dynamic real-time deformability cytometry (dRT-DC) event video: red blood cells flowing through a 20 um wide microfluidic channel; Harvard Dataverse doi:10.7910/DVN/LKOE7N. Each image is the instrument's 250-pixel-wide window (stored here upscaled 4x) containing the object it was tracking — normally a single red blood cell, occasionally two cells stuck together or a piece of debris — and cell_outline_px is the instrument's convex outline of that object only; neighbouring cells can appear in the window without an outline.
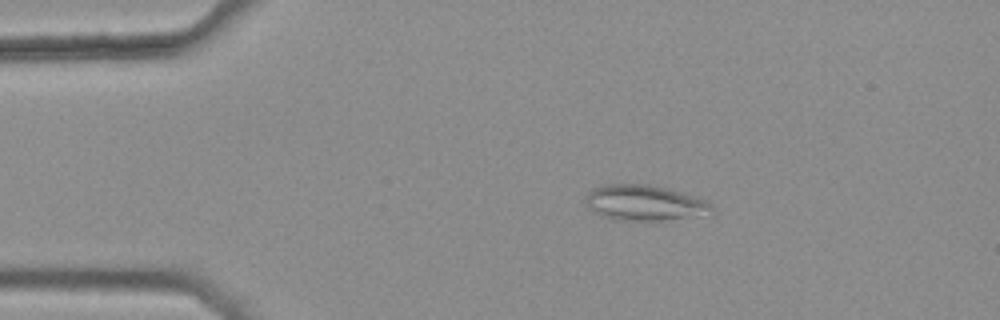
{"species": "common noctule bat (a hibernating species)", "species_latin": "Nyctalus noctula", "temperature_condition": "warm", "stored_images_in_passage": 7, "camera_frame_rate_fps": 3000, "um_per_image_px": 0.085, "animal": {"sex": "female", "body_mass_g": 25.1}, "frame": {"image": 1, "passage_image": 2, "time_ms": 0.333, "image_size_px": [1000, 320], "cell_outline_px": [[712, 208], [684, 216], [668, 220], [608, 220], [600, 216], [588, 208], [584, 204], [584, 196], [592, 188], [604, 184], [648, 184], [668, 188], [704, 200], [712, 204]], "centroid_in_image_um": [54.55, 17.22], "position_along_channel_um": 30.5, "area_um2": 25.66}}
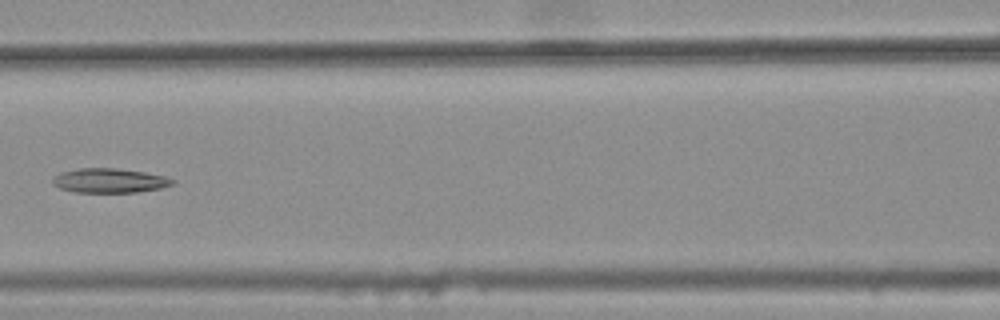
{"frame": {"image": 2, "passage_image": 6, "time_ms": 1.667, "image_size_px": [1000, 320], "cell_outline_px": [[176, 184], [160, 188], [136, 192], [76, 192], [60, 188], [52, 184], [52, 180], [60, 172], [76, 168], [116, 168], [144, 172], [164, 176], [176, 180]], "centroid_in_image_um": [9.32, 15.34], "position_along_channel_um": 157.3, "area_um2": 17.05}}
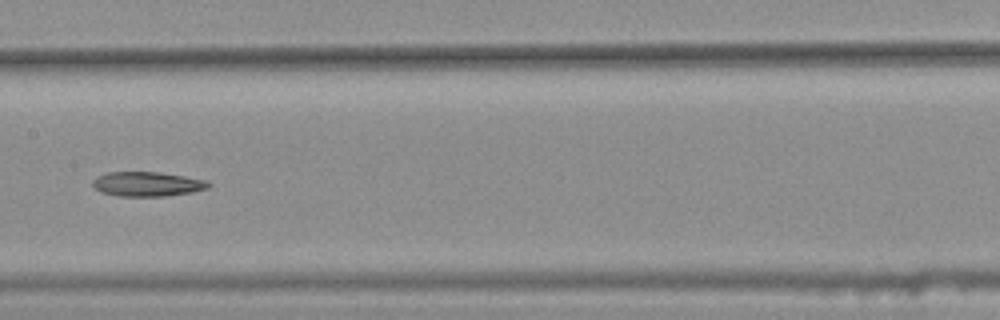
{"frame": {"image": 3, "passage_image": 7, "time_ms": 2.0, "image_size_px": [1000, 320], "cell_outline_px": [[212, 184], [208, 188], [192, 192], [164, 196], [120, 196], [100, 192], [92, 184], [92, 180], [96, 176], [108, 172], [160, 172], [184, 176], [204, 180]], "centroid_in_image_um": [12.49, 15.64], "position_along_channel_um": 194.9, "area_um2": 16.53}}